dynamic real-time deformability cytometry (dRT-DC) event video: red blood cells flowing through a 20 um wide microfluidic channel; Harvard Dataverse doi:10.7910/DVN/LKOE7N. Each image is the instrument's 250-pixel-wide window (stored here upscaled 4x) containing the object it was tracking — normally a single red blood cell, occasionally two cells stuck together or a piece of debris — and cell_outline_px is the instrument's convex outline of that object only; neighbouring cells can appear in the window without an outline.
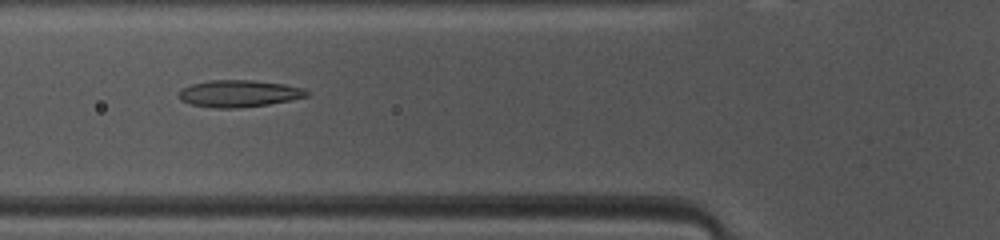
{"species": "common noctule bat (a hibernating species)", "species_latin": "Nyctalus noctula", "temperature_condition": "warm", "stored_images_in_passage": 43, "camera_frame_rate_fps": 3000, "um_per_image_px": 0.085, "animal": {"sex": "female", "body_mass_g": 10.0, "forearm_length_mm": 53.1}, "frame": {"image": 1, "passage_image": 12, "time_ms": 3.667, "image_size_px": [1000, 240], "cell_outline_px": [[308, 96], [268, 104], [236, 108], [216, 108], [192, 104], [180, 100], [180, 88], [192, 84], [212, 80], [252, 80], [284, 84], [304, 88], [308, 92]], "centroid_in_image_um": [20.3, 7.94], "position_along_channel_um": 105.5, "area_um2": 19.83}}
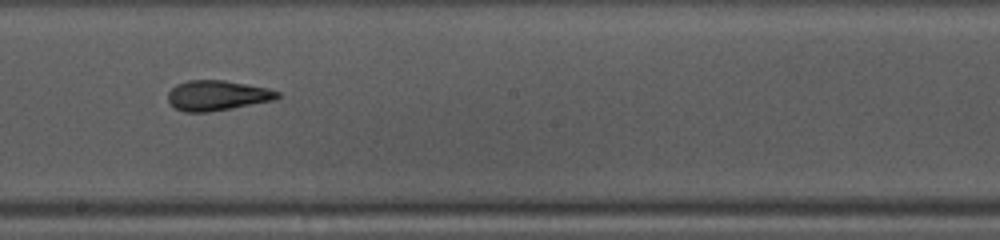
{"frame": {"image": 2, "passage_image": 21, "time_ms": 6.667, "image_size_px": [1000, 240], "cell_outline_px": [[280, 96], [276, 100], [232, 108], [208, 112], [184, 112], [172, 108], [168, 100], [168, 92], [176, 84], [188, 80], [224, 80], [268, 88], [280, 92]], "centroid_in_image_um": [18.45, 8.12], "position_along_channel_um": 229.8, "area_um2": 19.42}}
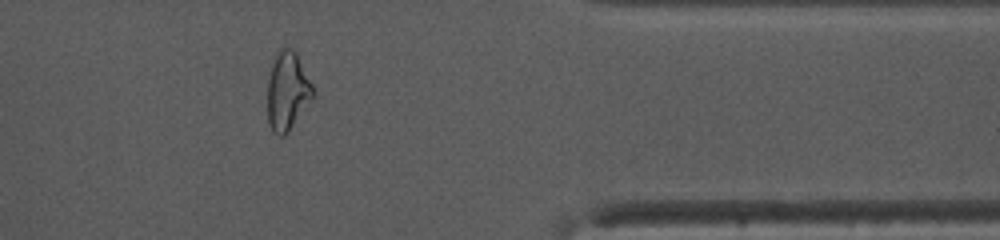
{"frame": {"image": 3, "passage_image": 34, "time_ms": 11.0, "image_size_px": [1000, 240], "cell_outline_px": [[312, 96], [288, 132], [284, 136], [276, 136], [272, 132], [268, 124], [268, 80], [272, 64], [276, 52], [280, 48], [292, 48], [296, 52], [312, 84]], "centroid_in_image_um": [24.39, 7.74], "position_along_channel_um": 387.0, "area_um2": 20.4}, "authors_computed_cell_mechanics": {"area_um2": 20.1722, "velocity_mm_per_s": 4.1275, "shape_relaxation_time_tau1_ms": 4.526, "shape_relaxation_time_tau2_ms": 1.7034, "deformation_change_tau1": 0.1847, "deformation_change_tau2": 0.0885}}